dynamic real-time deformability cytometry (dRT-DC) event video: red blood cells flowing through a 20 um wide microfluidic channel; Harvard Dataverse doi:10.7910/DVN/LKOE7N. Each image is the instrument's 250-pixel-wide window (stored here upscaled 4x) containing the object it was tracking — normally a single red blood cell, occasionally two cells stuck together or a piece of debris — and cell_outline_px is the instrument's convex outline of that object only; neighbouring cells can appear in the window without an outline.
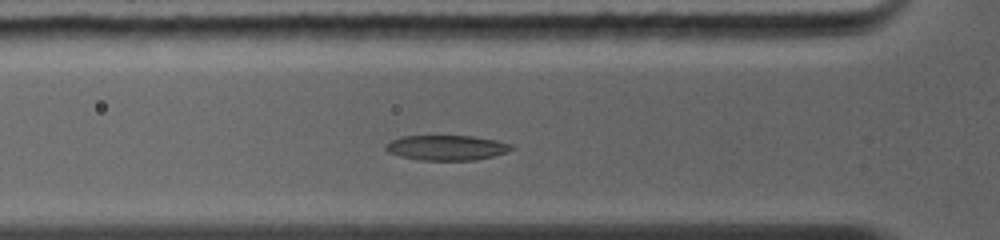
{"species": "common noctule bat (a hibernating species)", "species_latin": "Nyctalus noctula", "temperature_condition": "warm", "stored_images_in_passage": 23, "camera_frame_rate_fps": 5000, "um_per_image_px": 0.085, "animal": {"sex": "female", "body_mass_g": 19.0, "forearm_length_mm": 56.7}, "frame": {"image": 1, "passage_image": 7, "time_ms": 2.8, "image_size_px": [1000, 240], "cell_outline_px": [[512, 148], [508, 152], [476, 160], [420, 160], [400, 156], [388, 152], [384, 148], [384, 144], [392, 140], [404, 136], [472, 136], [496, 140], [512, 144]], "centroid_in_image_um": [37.95, 12.55], "position_along_channel_um": 87.9, "area_um2": 18.32}}
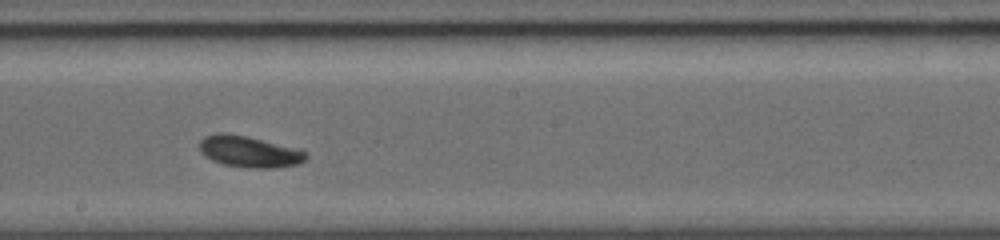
{"frame": {"image": 2, "passage_image": 14, "time_ms": 6.0, "image_size_px": [1000, 240], "cell_outline_px": [[308, 156], [304, 160], [296, 164], [276, 168], [248, 168], [224, 164], [212, 160], [200, 152], [200, 140], [204, 136], [216, 132], [228, 132], [248, 136], [300, 148], [308, 152]], "centroid_in_image_um": [21.2, 12.86], "position_along_channel_um": 227.0, "area_um2": 19.83}}
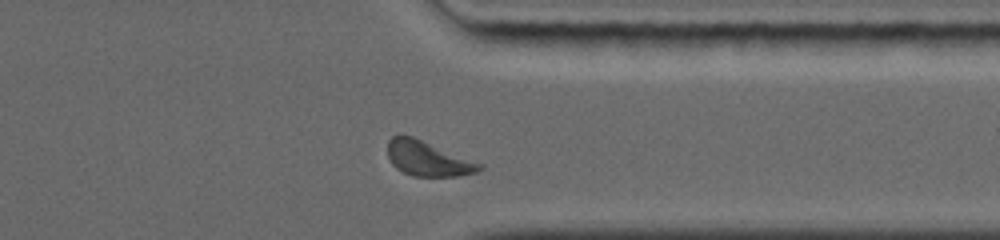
{"frame": {"image": 3, "passage_image": 21, "time_ms": 9.4, "image_size_px": [1000, 240], "cell_outline_px": [[484, 168], [476, 172], [460, 176], [412, 176], [396, 168], [392, 164], [388, 156], [388, 140], [392, 136], [400, 132], [412, 136], [484, 164]], "centroid_in_image_um": [36.36, 13.46], "position_along_channel_um": 375.0, "area_um2": 18.9}, "authors_computed_cell_mechanics": {"area_um2": 18.9006, "velocity_mm_per_s": 4.3613, "shape_relaxation_time_tau1_ms": 5.4846, "shape_relaxation_time_tau2_ms": null, "deformation_change_tau1": 0.1871, "deformation_change_tau2": null}}